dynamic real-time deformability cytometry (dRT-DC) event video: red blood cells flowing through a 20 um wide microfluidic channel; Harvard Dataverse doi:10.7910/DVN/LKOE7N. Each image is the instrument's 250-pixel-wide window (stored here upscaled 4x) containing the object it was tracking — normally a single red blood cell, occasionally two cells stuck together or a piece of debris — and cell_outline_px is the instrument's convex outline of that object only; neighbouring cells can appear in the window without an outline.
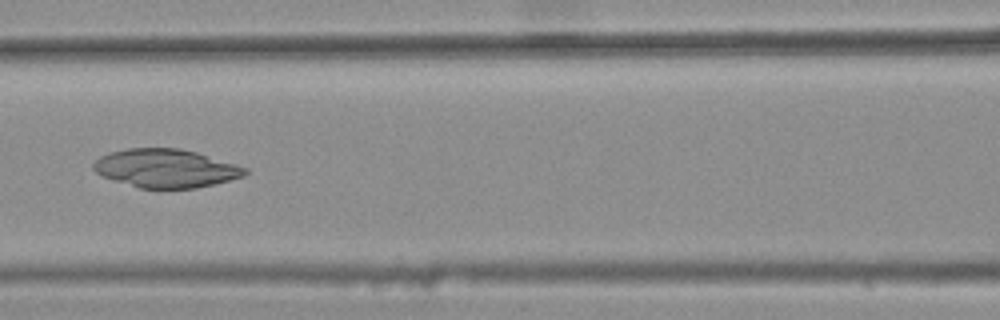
{"species": "common noctule bat (a hibernating species)", "species_latin": "Nyctalus noctula", "temperature_condition": "warm", "stored_images_in_passage": 39, "camera_frame_rate_fps": 3000, "um_per_image_px": 0.085, "animal": {"sex": "female", "body_mass_g": 25.1}, "frame": {"image": 1, "passage_image": 18, "time_ms": 5.667, "image_size_px": [1000, 320], "cell_outline_px": [[248, 172], [244, 176], [196, 188], [140, 188], [104, 176], [96, 172], [92, 168], [92, 164], [100, 156], [108, 152], [128, 148], [180, 148], [196, 152], [236, 164], [248, 168]], "centroid_in_image_um": [14.09, 14.29], "position_along_channel_um": 152.5, "area_um2": 33.7}}
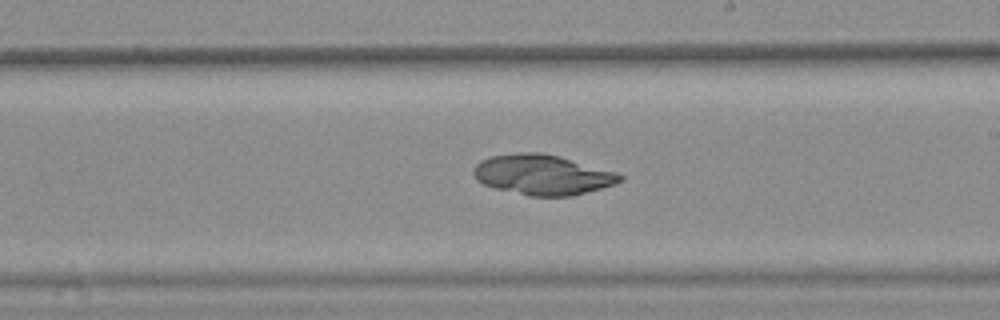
{"frame": {"image": 2, "passage_image": 25, "time_ms": 8.0, "image_size_px": [1000, 320], "cell_outline_px": [[624, 180], [616, 184], [572, 196], [528, 196], [496, 188], [484, 184], [476, 180], [472, 172], [472, 168], [480, 160], [492, 156], [520, 152], [540, 152], [560, 156], [616, 172], [624, 176]], "centroid_in_image_um": [46.11, 14.85], "position_along_channel_um": 242.9, "area_um2": 34.39}}
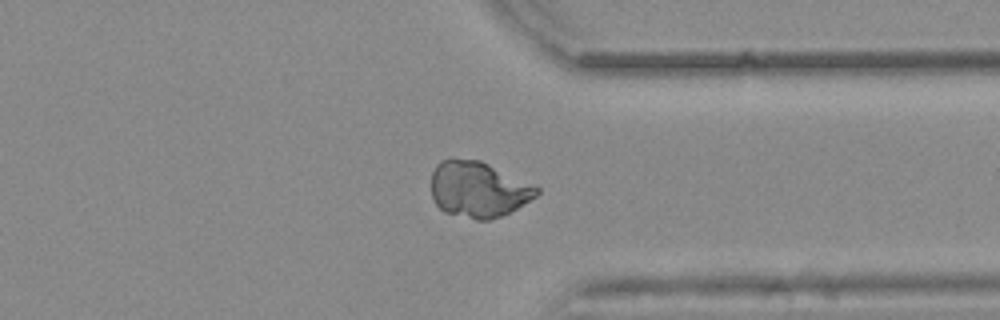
{"frame": {"image": 3, "passage_image": 35, "time_ms": 11.333, "image_size_px": [1000, 320], "cell_outline_px": [[540, 192], [536, 196], [516, 208], [500, 216], [488, 220], [476, 220], [444, 212], [436, 204], [432, 196], [432, 172], [436, 164], [440, 160], [452, 156], [480, 160], [536, 184], [540, 188]], "centroid_in_image_um": [40.65, 16.05], "position_along_channel_um": 370.8, "area_um2": 34.85}}